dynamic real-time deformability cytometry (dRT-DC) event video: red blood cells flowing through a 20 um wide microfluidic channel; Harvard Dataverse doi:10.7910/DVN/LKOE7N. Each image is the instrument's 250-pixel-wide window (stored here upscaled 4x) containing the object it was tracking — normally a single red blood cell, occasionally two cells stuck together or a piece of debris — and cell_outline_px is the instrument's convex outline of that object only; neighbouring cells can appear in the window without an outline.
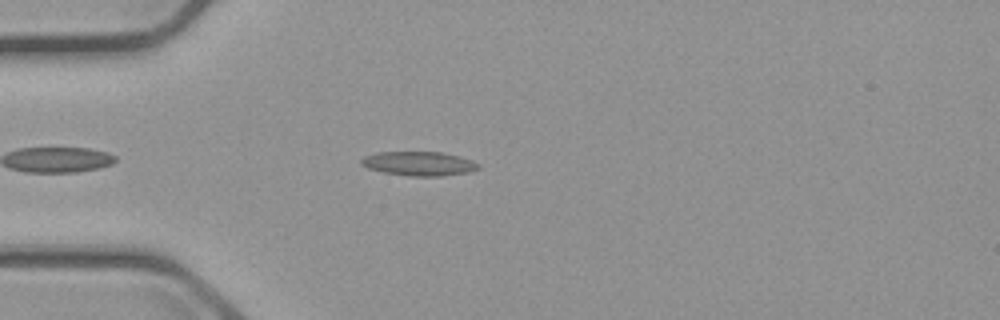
{"species": "common noctule bat (a hibernating species)", "species_latin": "Nyctalus noctula", "temperature_condition": "cold", "stored_images_in_passage": 5, "camera_frame_rate_fps": 3000, "um_per_image_px": 0.085, "animal": {"sex": "male", "body_mass_g": 23.1, "forearm_length_mm": 52.7}, "frame": {"image": 1, "passage_image": 4, "time_ms": 3.667, "image_size_px": [1000, 320], "cell_outline_px": [[480, 168], [468, 172], [440, 176], [408, 176], [384, 172], [368, 168], [360, 164], [360, 160], [364, 156], [376, 152], [444, 152], [460, 156], [472, 160], [480, 164]], "centroid_in_image_um": [35.62, 13.9], "position_along_channel_um": 49.4, "area_um2": 16.59}}